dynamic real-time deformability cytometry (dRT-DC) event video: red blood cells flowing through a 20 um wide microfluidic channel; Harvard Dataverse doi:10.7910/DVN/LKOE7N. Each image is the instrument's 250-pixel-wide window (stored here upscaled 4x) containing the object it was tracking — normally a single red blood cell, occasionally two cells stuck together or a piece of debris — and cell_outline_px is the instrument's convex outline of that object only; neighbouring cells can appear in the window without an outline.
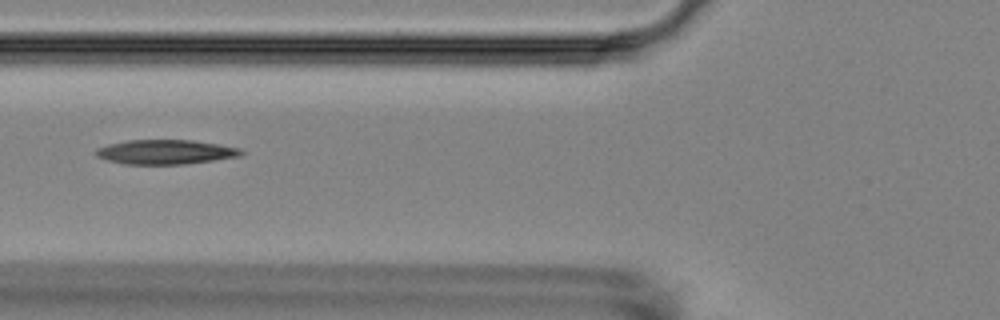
{"species": "Egyptian fruit bat (a non-hibernating species)", "species_latin": "Rousettus aegyptiacus", "temperature_condition": "room temperature", "stored_images_in_passage": 5, "camera_frame_rate_fps": 3000, "um_per_image_px": 0.085, "animal": {"sex": "female"}, "frame": {"image": 1, "passage_image": 3, "time_ms": 2.333, "image_size_px": [1000, 320], "cell_outline_px": [[244, 152], [240, 156], [184, 164], [124, 164], [108, 160], [96, 156], [92, 152], [96, 148], [108, 144], [128, 140], [192, 140], [240, 148]], "centroid_in_image_um": [14.01, 12.91], "position_along_channel_um": 111.8, "area_um2": 20.63}}
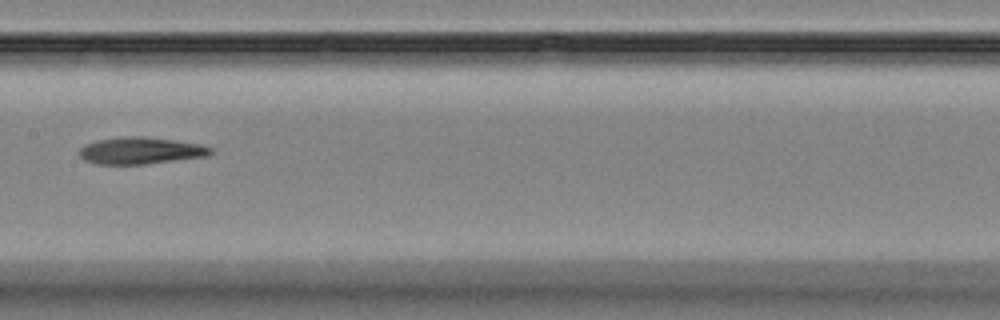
{"frame": {"image": 2, "passage_image": 5, "time_ms": 4.667, "image_size_px": [1000, 320], "cell_outline_px": [[212, 152], [208, 156], [144, 164], [96, 164], [84, 160], [80, 156], [80, 148], [84, 144], [96, 140], [120, 136], [144, 136], [200, 144], [212, 148]], "centroid_in_image_um": [11.92, 12.8], "position_along_channel_um": 195.5, "area_um2": 20.58}}